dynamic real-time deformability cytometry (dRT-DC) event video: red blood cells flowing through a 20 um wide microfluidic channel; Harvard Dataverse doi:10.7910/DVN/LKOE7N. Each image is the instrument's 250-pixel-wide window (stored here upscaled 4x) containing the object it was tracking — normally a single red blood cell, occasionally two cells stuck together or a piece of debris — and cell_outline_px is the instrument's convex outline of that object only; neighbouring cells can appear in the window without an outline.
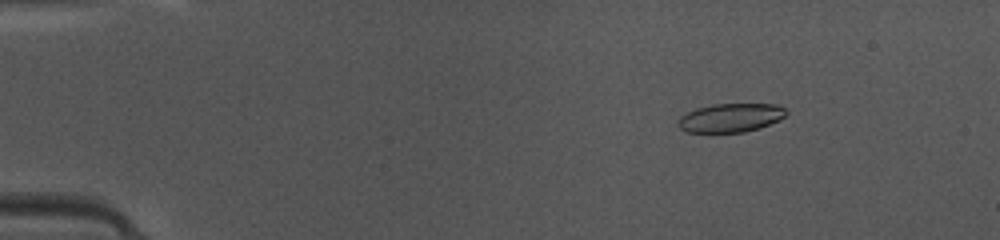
{"species": "common noctule bat (a hibernating species)", "species_latin": "Nyctalus noctula", "temperature_condition": "warm", "stored_images_in_passage": 49, "camera_frame_rate_fps": 3000, "um_per_image_px": 0.085, "animal": {"sex": "female", "body_mass_g": 10.0, "forearm_length_mm": 53.1}, "frame": {"image": 1, "passage_image": 8, "time_ms": 2.333, "image_size_px": [1000, 240], "cell_outline_px": [[788, 112], [780, 120], [760, 128], [744, 132], [688, 132], [680, 128], [680, 116], [696, 108], [712, 104], [776, 104], [784, 108]], "centroid_in_image_um": [62.14, 10.0], "position_along_channel_um": 22.9, "area_um2": 17.98}}
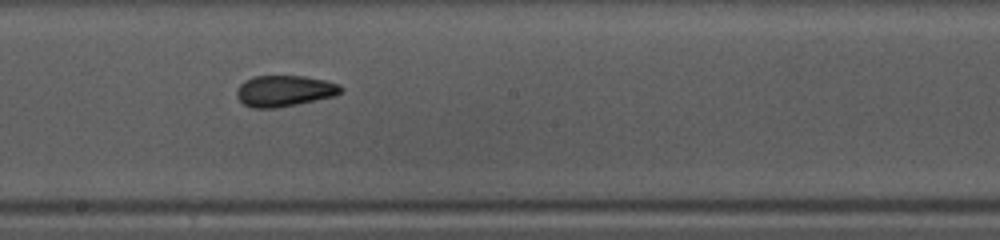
{"frame": {"image": 2, "passage_image": 28, "time_ms": 9.0, "image_size_px": [1000, 240], "cell_outline_px": [[344, 88], [340, 92], [332, 96], [296, 104], [276, 108], [252, 108], [244, 104], [236, 96], [236, 88], [244, 80], [252, 76], [304, 76], [324, 80], [340, 84]], "centroid_in_image_um": [24.13, 7.72], "position_along_channel_um": 224.1, "area_um2": 18.84}}
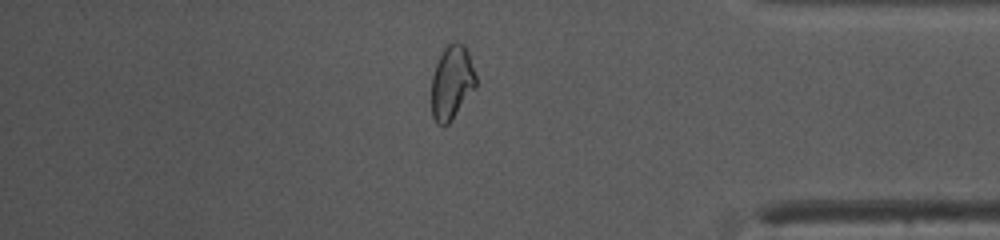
{"frame": {"image": 3, "passage_image": 42, "time_ms": 13.667, "image_size_px": [1000, 240], "cell_outline_px": [[476, 88], [452, 120], [444, 128], [436, 124], [432, 116], [432, 76], [436, 64], [444, 48], [452, 40], [456, 40], [464, 44], [468, 52], [476, 76]], "centroid_in_image_um": [38.41, 7.03], "position_along_channel_um": 396.8, "area_um2": 19.48}, "authors_computed_cell_mechanics": {"area_um2": 18.9584, "velocity_mm_per_s": 4.1725, "shape_relaxation_time_tau1_ms": null, "shape_relaxation_time_tau2_ms": 1.7703, "deformation_change_tau1": null, "deformation_change_tau2": 0.0795}}